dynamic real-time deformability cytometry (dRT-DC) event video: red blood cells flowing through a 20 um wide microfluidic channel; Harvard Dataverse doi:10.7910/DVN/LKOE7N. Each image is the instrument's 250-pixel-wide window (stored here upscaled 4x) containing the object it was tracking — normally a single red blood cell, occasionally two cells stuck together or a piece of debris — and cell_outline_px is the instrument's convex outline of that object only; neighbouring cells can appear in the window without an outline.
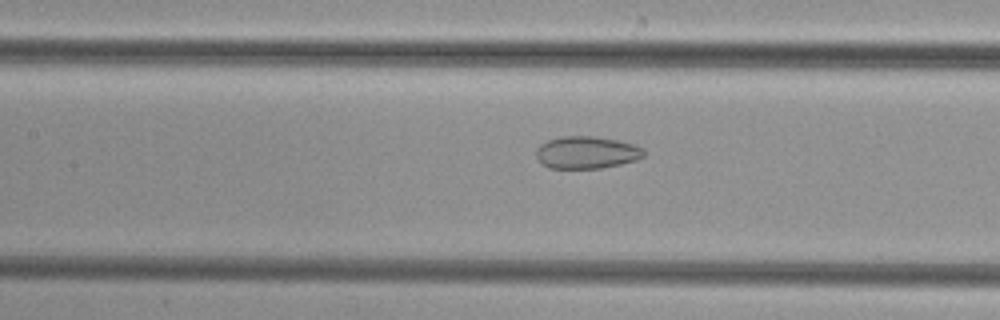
{"species": "common noctule bat (a hibernating species)", "species_latin": "Nyctalus noctula", "temperature_condition": "cold", "stored_images_in_passage": 46, "camera_frame_rate_fps": 3000, "um_per_image_px": 0.085, "animal": {"sex": "female", "body_mass_g": 29.2, "forearm_length_mm": 56.3}, "frame": {"image": 1, "passage_image": 19, "time_ms": 6.0, "image_size_px": [1000, 320], "cell_outline_px": [[644, 156], [636, 160], [620, 164], [600, 168], [548, 168], [540, 164], [536, 156], [536, 148], [540, 144], [548, 140], [564, 136], [596, 136], [616, 140], [632, 144], [644, 148]], "centroid_in_image_um": [49.83, 12.96], "position_along_channel_um": 157.6, "area_um2": 20.35}}
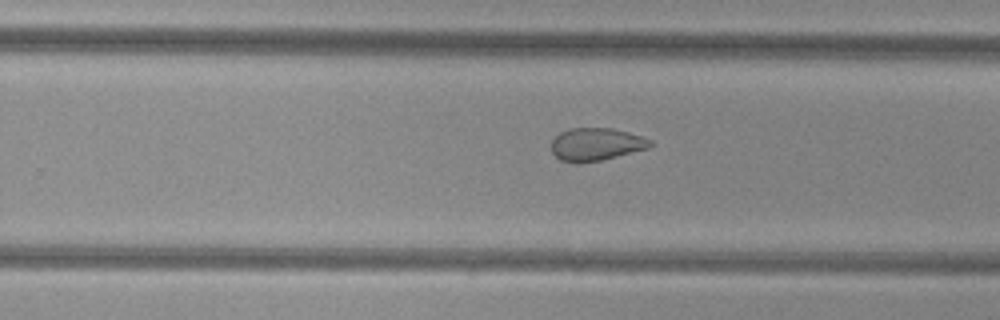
{"frame": {"image": 2, "passage_image": 28, "time_ms": 9.0, "image_size_px": [1000, 320], "cell_outline_px": [[652, 144], [648, 148], [600, 160], [580, 164], [576, 164], [560, 160], [552, 152], [552, 140], [560, 132], [568, 128], [612, 128], [628, 132], [652, 140]], "centroid_in_image_um": [50.63, 12.27], "position_along_channel_um": 279.2, "area_um2": 18.84}}
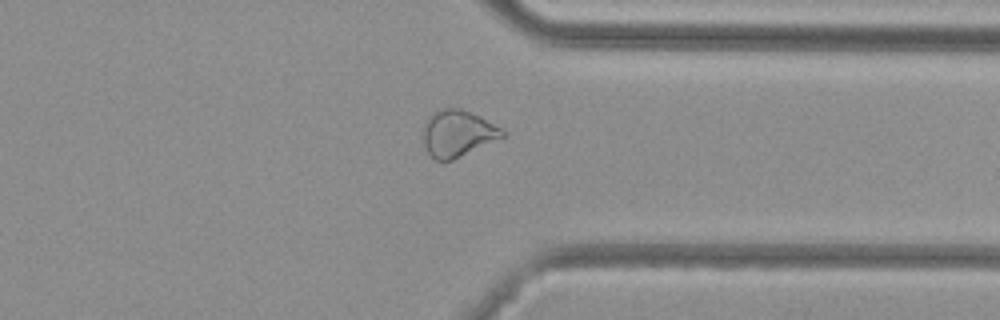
{"frame": {"image": 3, "passage_image": 35, "time_ms": 11.333, "image_size_px": [1000, 320], "cell_outline_px": [[508, 132], [504, 136], [452, 160], [436, 160], [428, 152], [424, 144], [424, 120], [432, 112], [440, 108], [460, 108], [480, 116], [504, 128]], "centroid_in_image_um": [38.91, 11.3], "position_along_channel_um": 372.5, "area_um2": 21.5}}